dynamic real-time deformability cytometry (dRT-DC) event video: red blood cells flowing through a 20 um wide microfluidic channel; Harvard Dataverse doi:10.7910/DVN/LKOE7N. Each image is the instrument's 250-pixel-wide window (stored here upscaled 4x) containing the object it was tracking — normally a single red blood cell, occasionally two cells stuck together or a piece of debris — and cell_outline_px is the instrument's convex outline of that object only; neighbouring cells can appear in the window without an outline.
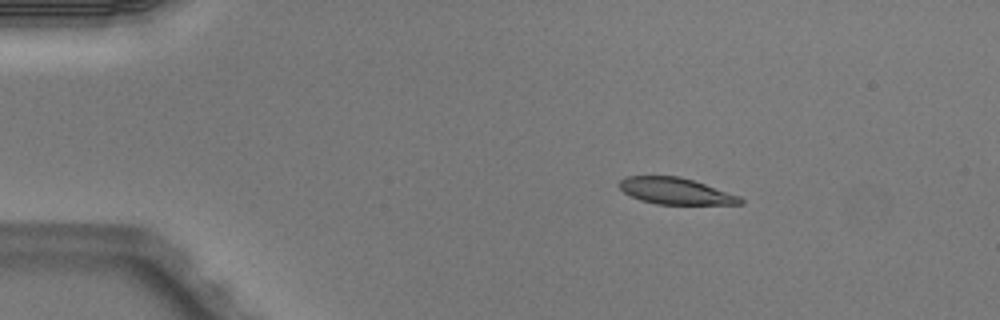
{"species": "Egyptian fruit bat (a non-hibernating species)", "species_latin": "Rousettus aegyptiacus", "temperature_condition": "warm", "stored_images_in_passage": 5, "segment_of_instrument_passage": [1, 2], "camera_frame_rate_fps": 3000, "um_per_image_px": 0.085, "animal": {"sex": "male"}, "frame": {"image": 1, "passage_image": 2, "time_ms": 0.333, "image_size_px": [1000, 320], "cell_outline_px": [[744, 204], [656, 204], [640, 200], [624, 192], [620, 188], [620, 180], [624, 176], [680, 176], [740, 196], [744, 200]], "centroid_in_image_um": [57.42, 16.24], "position_along_channel_um": 27.6, "area_um2": 18.5}}